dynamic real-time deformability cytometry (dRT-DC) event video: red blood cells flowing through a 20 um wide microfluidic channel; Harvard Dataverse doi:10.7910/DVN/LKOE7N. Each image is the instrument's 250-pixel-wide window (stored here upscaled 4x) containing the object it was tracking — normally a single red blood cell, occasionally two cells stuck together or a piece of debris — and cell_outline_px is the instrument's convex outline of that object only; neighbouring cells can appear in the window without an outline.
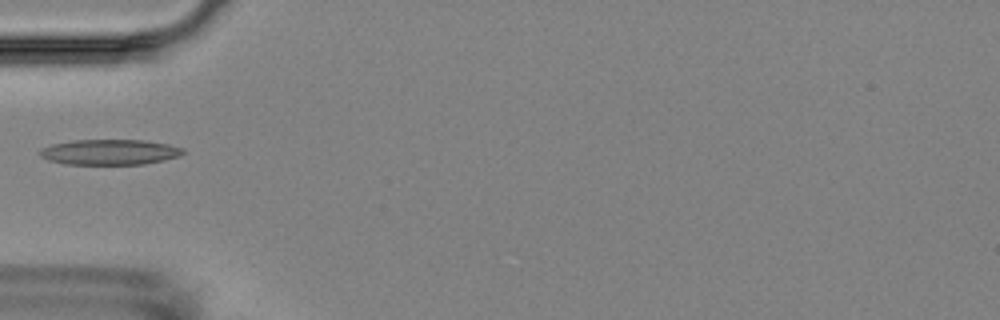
{"species": "Egyptian fruit bat (a non-hibernating species)", "species_latin": "Rousettus aegyptiacus", "temperature_condition": "room temperature", "stored_images_in_passage": 1, "camera_frame_rate_fps": 3000, "um_per_image_px": 0.085, "animal": {"sex": "female"}, "frame": {"image": 1, "passage_image": 1, "time_ms": 0.0, "image_size_px": [1000, 320], "cell_outline_px": [[184, 152], [180, 156], [164, 160], [144, 164], [68, 164], [48, 160], [40, 156], [40, 148], [52, 144], [72, 140], [144, 140], [168, 144], [184, 148]], "centroid_in_image_um": [9.33, 12.92], "position_along_channel_um": 75.7, "area_um2": 21.21}}